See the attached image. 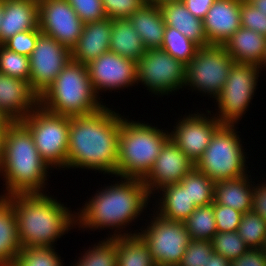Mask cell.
<instances>
[{"instance_id":"11","label":"cell","mask_w":266,"mask_h":266,"mask_svg":"<svg viewBox=\"0 0 266 266\" xmlns=\"http://www.w3.org/2000/svg\"><path fill=\"white\" fill-rule=\"evenodd\" d=\"M151 214L148 226L140 228L138 235L148 245L156 266H176L192 240L184 222L169 221L157 213ZM146 227V228H145Z\"/></svg>"},{"instance_id":"25","label":"cell","mask_w":266,"mask_h":266,"mask_svg":"<svg viewBox=\"0 0 266 266\" xmlns=\"http://www.w3.org/2000/svg\"><path fill=\"white\" fill-rule=\"evenodd\" d=\"M157 193L161 197L157 198L159 201L156 200V205L157 203L158 205L154 209V213L166 220L184 222L196 209L194 201H191L188 195L187 187H183L180 183L165 186Z\"/></svg>"},{"instance_id":"26","label":"cell","mask_w":266,"mask_h":266,"mask_svg":"<svg viewBox=\"0 0 266 266\" xmlns=\"http://www.w3.org/2000/svg\"><path fill=\"white\" fill-rule=\"evenodd\" d=\"M128 19L140 35L147 50L161 47L166 24L159 6L146 3Z\"/></svg>"},{"instance_id":"7","label":"cell","mask_w":266,"mask_h":266,"mask_svg":"<svg viewBox=\"0 0 266 266\" xmlns=\"http://www.w3.org/2000/svg\"><path fill=\"white\" fill-rule=\"evenodd\" d=\"M235 125L223 124L210 140L196 162L195 168L214 182L231 180L248 175L247 153ZM248 171V173H247Z\"/></svg>"},{"instance_id":"31","label":"cell","mask_w":266,"mask_h":266,"mask_svg":"<svg viewBox=\"0 0 266 266\" xmlns=\"http://www.w3.org/2000/svg\"><path fill=\"white\" fill-rule=\"evenodd\" d=\"M105 238L83 251L73 266H117V240Z\"/></svg>"},{"instance_id":"37","label":"cell","mask_w":266,"mask_h":266,"mask_svg":"<svg viewBox=\"0 0 266 266\" xmlns=\"http://www.w3.org/2000/svg\"><path fill=\"white\" fill-rule=\"evenodd\" d=\"M29 63L28 56L10 51L0 44V73L29 82Z\"/></svg>"},{"instance_id":"53","label":"cell","mask_w":266,"mask_h":266,"mask_svg":"<svg viewBox=\"0 0 266 266\" xmlns=\"http://www.w3.org/2000/svg\"><path fill=\"white\" fill-rule=\"evenodd\" d=\"M3 16V0H0V24Z\"/></svg>"},{"instance_id":"22","label":"cell","mask_w":266,"mask_h":266,"mask_svg":"<svg viewBox=\"0 0 266 266\" xmlns=\"http://www.w3.org/2000/svg\"><path fill=\"white\" fill-rule=\"evenodd\" d=\"M159 7L166 26L178 30L199 47L210 45L206 38L203 20L192 15L182 1L164 3Z\"/></svg>"},{"instance_id":"36","label":"cell","mask_w":266,"mask_h":266,"mask_svg":"<svg viewBox=\"0 0 266 266\" xmlns=\"http://www.w3.org/2000/svg\"><path fill=\"white\" fill-rule=\"evenodd\" d=\"M213 251L228 261L238 259L249 248L241 239L238 232H217L210 240Z\"/></svg>"},{"instance_id":"27","label":"cell","mask_w":266,"mask_h":266,"mask_svg":"<svg viewBox=\"0 0 266 266\" xmlns=\"http://www.w3.org/2000/svg\"><path fill=\"white\" fill-rule=\"evenodd\" d=\"M21 248L12 203L0 196V266H12Z\"/></svg>"},{"instance_id":"45","label":"cell","mask_w":266,"mask_h":266,"mask_svg":"<svg viewBox=\"0 0 266 266\" xmlns=\"http://www.w3.org/2000/svg\"><path fill=\"white\" fill-rule=\"evenodd\" d=\"M254 185L252 211L266 221V182Z\"/></svg>"},{"instance_id":"10","label":"cell","mask_w":266,"mask_h":266,"mask_svg":"<svg viewBox=\"0 0 266 266\" xmlns=\"http://www.w3.org/2000/svg\"><path fill=\"white\" fill-rule=\"evenodd\" d=\"M235 61L222 45L200 47L186 65L184 88L216 98L222 90ZM199 91V92H198Z\"/></svg>"},{"instance_id":"12","label":"cell","mask_w":266,"mask_h":266,"mask_svg":"<svg viewBox=\"0 0 266 266\" xmlns=\"http://www.w3.org/2000/svg\"><path fill=\"white\" fill-rule=\"evenodd\" d=\"M136 71L137 85L158 96L183 89L186 81V66L160 48L146 50L136 62Z\"/></svg>"},{"instance_id":"40","label":"cell","mask_w":266,"mask_h":266,"mask_svg":"<svg viewBox=\"0 0 266 266\" xmlns=\"http://www.w3.org/2000/svg\"><path fill=\"white\" fill-rule=\"evenodd\" d=\"M82 22H96L107 18L101 0H67Z\"/></svg>"},{"instance_id":"52","label":"cell","mask_w":266,"mask_h":266,"mask_svg":"<svg viewBox=\"0 0 266 266\" xmlns=\"http://www.w3.org/2000/svg\"><path fill=\"white\" fill-rule=\"evenodd\" d=\"M258 67L261 69V71L263 70V68L264 69L266 68V47H265V53H264L263 59L261 60V63Z\"/></svg>"},{"instance_id":"47","label":"cell","mask_w":266,"mask_h":266,"mask_svg":"<svg viewBox=\"0 0 266 266\" xmlns=\"http://www.w3.org/2000/svg\"><path fill=\"white\" fill-rule=\"evenodd\" d=\"M230 263L231 262L226 258L213 251V253L208 256V262L206 263V266H229Z\"/></svg>"},{"instance_id":"19","label":"cell","mask_w":266,"mask_h":266,"mask_svg":"<svg viewBox=\"0 0 266 266\" xmlns=\"http://www.w3.org/2000/svg\"><path fill=\"white\" fill-rule=\"evenodd\" d=\"M241 0H215L203 19L210 45H223L240 27Z\"/></svg>"},{"instance_id":"18","label":"cell","mask_w":266,"mask_h":266,"mask_svg":"<svg viewBox=\"0 0 266 266\" xmlns=\"http://www.w3.org/2000/svg\"><path fill=\"white\" fill-rule=\"evenodd\" d=\"M38 106L39 96L28 81L0 73V111L11 122H21Z\"/></svg>"},{"instance_id":"34","label":"cell","mask_w":266,"mask_h":266,"mask_svg":"<svg viewBox=\"0 0 266 266\" xmlns=\"http://www.w3.org/2000/svg\"><path fill=\"white\" fill-rule=\"evenodd\" d=\"M237 232L248 248L266 247V221L259 214L243 213Z\"/></svg>"},{"instance_id":"29","label":"cell","mask_w":266,"mask_h":266,"mask_svg":"<svg viewBox=\"0 0 266 266\" xmlns=\"http://www.w3.org/2000/svg\"><path fill=\"white\" fill-rule=\"evenodd\" d=\"M114 238L117 240V266H156L148 245L139 235Z\"/></svg>"},{"instance_id":"30","label":"cell","mask_w":266,"mask_h":266,"mask_svg":"<svg viewBox=\"0 0 266 266\" xmlns=\"http://www.w3.org/2000/svg\"><path fill=\"white\" fill-rule=\"evenodd\" d=\"M184 225L192 240L207 239L210 241L217 233L214 202L209 205L196 207L184 221Z\"/></svg>"},{"instance_id":"43","label":"cell","mask_w":266,"mask_h":266,"mask_svg":"<svg viewBox=\"0 0 266 266\" xmlns=\"http://www.w3.org/2000/svg\"><path fill=\"white\" fill-rule=\"evenodd\" d=\"M217 232H236L243 213L228 206L214 203Z\"/></svg>"},{"instance_id":"15","label":"cell","mask_w":266,"mask_h":266,"mask_svg":"<svg viewBox=\"0 0 266 266\" xmlns=\"http://www.w3.org/2000/svg\"><path fill=\"white\" fill-rule=\"evenodd\" d=\"M41 33L56 39L70 50L77 44L84 23L67 0H42L38 3Z\"/></svg>"},{"instance_id":"13","label":"cell","mask_w":266,"mask_h":266,"mask_svg":"<svg viewBox=\"0 0 266 266\" xmlns=\"http://www.w3.org/2000/svg\"><path fill=\"white\" fill-rule=\"evenodd\" d=\"M71 60V50L56 39L41 33L29 56L32 90L40 97Z\"/></svg>"},{"instance_id":"3","label":"cell","mask_w":266,"mask_h":266,"mask_svg":"<svg viewBox=\"0 0 266 266\" xmlns=\"http://www.w3.org/2000/svg\"><path fill=\"white\" fill-rule=\"evenodd\" d=\"M7 198L16 214L22 248L55 247V242L61 236L76 228V211L72 212L60 200L46 192L15 194Z\"/></svg>"},{"instance_id":"6","label":"cell","mask_w":266,"mask_h":266,"mask_svg":"<svg viewBox=\"0 0 266 266\" xmlns=\"http://www.w3.org/2000/svg\"><path fill=\"white\" fill-rule=\"evenodd\" d=\"M103 101L94 92L87 65L70 60L53 84L39 97V105L64 116H81L97 112Z\"/></svg>"},{"instance_id":"8","label":"cell","mask_w":266,"mask_h":266,"mask_svg":"<svg viewBox=\"0 0 266 266\" xmlns=\"http://www.w3.org/2000/svg\"><path fill=\"white\" fill-rule=\"evenodd\" d=\"M21 123L30 131L46 164L51 169H67L70 117L49 112L39 105Z\"/></svg>"},{"instance_id":"50","label":"cell","mask_w":266,"mask_h":266,"mask_svg":"<svg viewBox=\"0 0 266 266\" xmlns=\"http://www.w3.org/2000/svg\"><path fill=\"white\" fill-rule=\"evenodd\" d=\"M11 121L0 111V129H6Z\"/></svg>"},{"instance_id":"21","label":"cell","mask_w":266,"mask_h":266,"mask_svg":"<svg viewBox=\"0 0 266 266\" xmlns=\"http://www.w3.org/2000/svg\"><path fill=\"white\" fill-rule=\"evenodd\" d=\"M38 3L31 0H3V16L0 24V44L15 34L36 29Z\"/></svg>"},{"instance_id":"24","label":"cell","mask_w":266,"mask_h":266,"mask_svg":"<svg viewBox=\"0 0 266 266\" xmlns=\"http://www.w3.org/2000/svg\"><path fill=\"white\" fill-rule=\"evenodd\" d=\"M251 180L253 179L250 174L236 179L215 182L213 202L242 213L252 211L255 182Z\"/></svg>"},{"instance_id":"16","label":"cell","mask_w":266,"mask_h":266,"mask_svg":"<svg viewBox=\"0 0 266 266\" xmlns=\"http://www.w3.org/2000/svg\"><path fill=\"white\" fill-rule=\"evenodd\" d=\"M90 82L100 98V92L122 90L137 84L136 62L107 51L88 65Z\"/></svg>"},{"instance_id":"48","label":"cell","mask_w":266,"mask_h":266,"mask_svg":"<svg viewBox=\"0 0 266 266\" xmlns=\"http://www.w3.org/2000/svg\"><path fill=\"white\" fill-rule=\"evenodd\" d=\"M253 7L266 15V0H246Z\"/></svg>"},{"instance_id":"35","label":"cell","mask_w":266,"mask_h":266,"mask_svg":"<svg viewBox=\"0 0 266 266\" xmlns=\"http://www.w3.org/2000/svg\"><path fill=\"white\" fill-rule=\"evenodd\" d=\"M56 247H23L12 266H63L64 260L55 251Z\"/></svg>"},{"instance_id":"2","label":"cell","mask_w":266,"mask_h":266,"mask_svg":"<svg viewBox=\"0 0 266 266\" xmlns=\"http://www.w3.org/2000/svg\"><path fill=\"white\" fill-rule=\"evenodd\" d=\"M115 184L105 185L76 212V225L80 229H114L108 237L138 235L124 230L147 209L151 196L141 179L120 177ZM128 225V226H127ZM126 226V227H125ZM86 228V229H85ZM122 229V230H121Z\"/></svg>"},{"instance_id":"23","label":"cell","mask_w":266,"mask_h":266,"mask_svg":"<svg viewBox=\"0 0 266 266\" xmlns=\"http://www.w3.org/2000/svg\"><path fill=\"white\" fill-rule=\"evenodd\" d=\"M222 46L235 63L259 66L265 53L266 37L240 27Z\"/></svg>"},{"instance_id":"4","label":"cell","mask_w":266,"mask_h":266,"mask_svg":"<svg viewBox=\"0 0 266 266\" xmlns=\"http://www.w3.org/2000/svg\"><path fill=\"white\" fill-rule=\"evenodd\" d=\"M49 169L52 170L38 153L30 131L21 122H11L5 129L0 167L6 191L3 189L5 193L0 196L46 192Z\"/></svg>"},{"instance_id":"49","label":"cell","mask_w":266,"mask_h":266,"mask_svg":"<svg viewBox=\"0 0 266 266\" xmlns=\"http://www.w3.org/2000/svg\"><path fill=\"white\" fill-rule=\"evenodd\" d=\"M5 129H0V167L3 160V147H4Z\"/></svg>"},{"instance_id":"9","label":"cell","mask_w":266,"mask_h":266,"mask_svg":"<svg viewBox=\"0 0 266 266\" xmlns=\"http://www.w3.org/2000/svg\"><path fill=\"white\" fill-rule=\"evenodd\" d=\"M262 74L257 65L234 63L227 80L215 98L218 106L213 113L222 124L236 125L249 108L255 91L258 77Z\"/></svg>"},{"instance_id":"14","label":"cell","mask_w":266,"mask_h":266,"mask_svg":"<svg viewBox=\"0 0 266 266\" xmlns=\"http://www.w3.org/2000/svg\"><path fill=\"white\" fill-rule=\"evenodd\" d=\"M196 113H188L185 117L178 118L176 126L169 132L170 139L194 165L201 158L216 131L223 125L212 116L210 110H206L207 115L201 111Z\"/></svg>"},{"instance_id":"44","label":"cell","mask_w":266,"mask_h":266,"mask_svg":"<svg viewBox=\"0 0 266 266\" xmlns=\"http://www.w3.org/2000/svg\"><path fill=\"white\" fill-rule=\"evenodd\" d=\"M231 263L233 266H266V247L249 248Z\"/></svg>"},{"instance_id":"54","label":"cell","mask_w":266,"mask_h":266,"mask_svg":"<svg viewBox=\"0 0 266 266\" xmlns=\"http://www.w3.org/2000/svg\"><path fill=\"white\" fill-rule=\"evenodd\" d=\"M31 1H35L37 3L41 2L42 0H31Z\"/></svg>"},{"instance_id":"28","label":"cell","mask_w":266,"mask_h":266,"mask_svg":"<svg viewBox=\"0 0 266 266\" xmlns=\"http://www.w3.org/2000/svg\"><path fill=\"white\" fill-rule=\"evenodd\" d=\"M146 50L140 35L128 18L112 19L109 51L137 62Z\"/></svg>"},{"instance_id":"41","label":"cell","mask_w":266,"mask_h":266,"mask_svg":"<svg viewBox=\"0 0 266 266\" xmlns=\"http://www.w3.org/2000/svg\"><path fill=\"white\" fill-rule=\"evenodd\" d=\"M40 34L41 31L38 26L36 29L15 34L2 45L10 51L29 57L35 48L36 41Z\"/></svg>"},{"instance_id":"17","label":"cell","mask_w":266,"mask_h":266,"mask_svg":"<svg viewBox=\"0 0 266 266\" xmlns=\"http://www.w3.org/2000/svg\"><path fill=\"white\" fill-rule=\"evenodd\" d=\"M194 167V163L169 139L162 147L151 171L142 181L150 196L153 194L152 198L156 200V191L179 183Z\"/></svg>"},{"instance_id":"42","label":"cell","mask_w":266,"mask_h":266,"mask_svg":"<svg viewBox=\"0 0 266 266\" xmlns=\"http://www.w3.org/2000/svg\"><path fill=\"white\" fill-rule=\"evenodd\" d=\"M240 21L241 27L256 31L266 37V15L246 0H241Z\"/></svg>"},{"instance_id":"38","label":"cell","mask_w":266,"mask_h":266,"mask_svg":"<svg viewBox=\"0 0 266 266\" xmlns=\"http://www.w3.org/2000/svg\"><path fill=\"white\" fill-rule=\"evenodd\" d=\"M213 253V247L207 239L191 240L185 249L179 266H206L208 256Z\"/></svg>"},{"instance_id":"20","label":"cell","mask_w":266,"mask_h":266,"mask_svg":"<svg viewBox=\"0 0 266 266\" xmlns=\"http://www.w3.org/2000/svg\"><path fill=\"white\" fill-rule=\"evenodd\" d=\"M111 32L112 19L85 23L77 44L71 50V60L88 65L109 51Z\"/></svg>"},{"instance_id":"5","label":"cell","mask_w":266,"mask_h":266,"mask_svg":"<svg viewBox=\"0 0 266 266\" xmlns=\"http://www.w3.org/2000/svg\"><path fill=\"white\" fill-rule=\"evenodd\" d=\"M128 118L121 120L115 177L143 180L170 139V131Z\"/></svg>"},{"instance_id":"1","label":"cell","mask_w":266,"mask_h":266,"mask_svg":"<svg viewBox=\"0 0 266 266\" xmlns=\"http://www.w3.org/2000/svg\"><path fill=\"white\" fill-rule=\"evenodd\" d=\"M125 116L103 106L97 112L70 117L67 168L116 176L121 120Z\"/></svg>"},{"instance_id":"46","label":"cell","mask_w":266,"mask_h":266,"mask_svg":"<svg viewBox=\"0 0 266 266\" xmlns=\"http://www.w3.org/2000/svg\"><path fill=\"white\" fill-rule=\"evenodd\" d=\"M195 17L203 20L215 0H181Z\"/></svg>"},{"instance_id":"33","label":"cell","mask_w":266,"mask_h":266,"mask_svg":"<svg viewBox=\"0 0 266 266\" xmlns=\"http://www.w3.org/2000/svg\"><path fill=\"white\" fill-rule=\"evenodd\" d=\"M199 48L196 43L189 40L181 32L166 26L160 49L166 51L174 59L186 66L195 57Z\"/></svg>"},{"instance_id":"32","label":"cell","mask_w":266,"mask_h":266,"mask_svg":"<svg viewBox=\"0 0 266 266\" xmlns=\"http://www.w3.org/2000/svg\"><path fill=\"white\" fill-rule=\"evenodd\" d=\"M179 183L187 187L188 195L196 207L213 203L215 182L195 167Z\"/></svg>"},{"instance_id":"39","label":"cell","mask_w":266,"mask_h":266,"mask_svg":"<svg viewBox=\"0 0 266 266\" xmlns=\"http://www.w3.org/2000/svg\"><path fill=\"white\" fill-rule=\"evenodd\" d=\"M107 18H129L136 10L141 9L146 0H101Z\"/></svg>"},{"instance_id":"51","label":"cell","mask_w":266,"mask_h":266,"mask_svg":"<svg viewBox=\"0 0 266 266\" xmlns=\"http://www.w3.org/2000/svg\"><path fill=\"white\" fill-rule=\"evenodd\" d=\"M146 1L149 4H154L156 6H160V5H163L164 3L177 2V1H181V0H146Z\"/></svg>"}]
</instances>
